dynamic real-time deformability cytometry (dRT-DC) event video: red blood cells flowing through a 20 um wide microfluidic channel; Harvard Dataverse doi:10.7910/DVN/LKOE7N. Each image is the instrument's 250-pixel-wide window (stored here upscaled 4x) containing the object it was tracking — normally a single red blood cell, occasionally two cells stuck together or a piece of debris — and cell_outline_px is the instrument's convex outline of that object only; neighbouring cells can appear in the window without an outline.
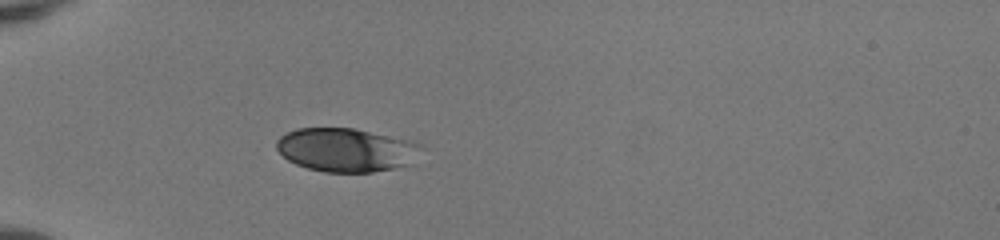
{"species": "human", "species_latin": "Homo sapiens", "temperature_condition": "room temperature", "stored_images_in_passage": 35, "camera_frame_rate_fps": 3000, "um_per_image_px": 0.085, "donor": {"sex": "female"}, "frame": {"image": 1, "passage_image": 1, "time_ms": 0.0, "image_size_px": [1000, 240], "cell_outline_px": [[424, 148], [412, 164], [372, 172], [324, 172], [308, 168], [296, 164], [288, 160], [276, 148], [276, 140], [280, 136], [296, 128], [356, 128], [412, 140], [424, 144]], "centroid_in_image_um": [29.49, 12.73], "position_along_channel_um": 55.5, "area_um2": 37.22}}
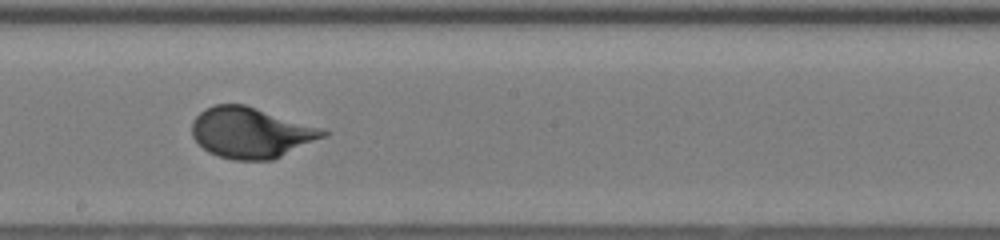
{"frame": {"image": 2, "passage_image": 15, "time_ms": 4.667, "image_size_px": [1000, 240], "cell_outline_px": [[332, 132], [328, 136], [272, 160], [232, 160], [216, 156], [208, 152], [192, 136], [192, 120], [204, 108], [216, 104], [244, 104], [324, 128]], "centroid_in_image_um": [21.37, 11.28], "position_along_channel_um": 226.8, "area_um2": 39.13}}
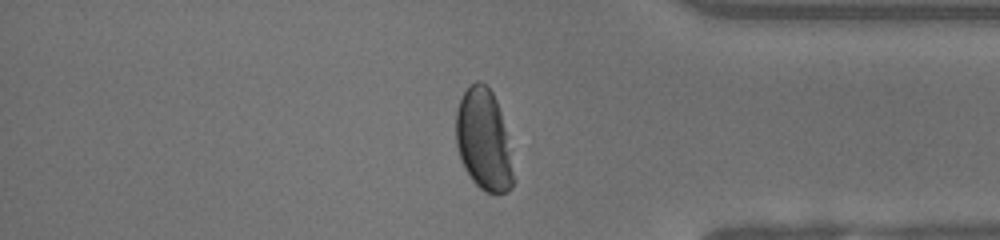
{"frame": {"image": 3, "passage_image": 28, "time_ms": 9.0, "image_size_px": [1000, 240], "cell_outline_px": [[516, 180], [512, 188], [508, 192], [496, 196], [484, 192], [472, 180], [464, 168], [456, 144], [456, 112], [460, 100], [464, 92], [476, 80], [480, 80], [492, 92], [496, 100], [500, 112], [504, 128]], "centroid_in_image_um": [41.12, 11.98], "position_along_channel_um": 394.1, "area_um2": 33.93}, "authors_computed_cell_mechanics": {"area_um2": 37.4544, "velocity_mm_per_s": 4.0897, "shape_relaxation_time_tau1_ms": 3.4529, "shape_relaxation_time_tau2_ms": null, "deformation_change_tau1": 0.1721, "deformation_change_tau2": null}}